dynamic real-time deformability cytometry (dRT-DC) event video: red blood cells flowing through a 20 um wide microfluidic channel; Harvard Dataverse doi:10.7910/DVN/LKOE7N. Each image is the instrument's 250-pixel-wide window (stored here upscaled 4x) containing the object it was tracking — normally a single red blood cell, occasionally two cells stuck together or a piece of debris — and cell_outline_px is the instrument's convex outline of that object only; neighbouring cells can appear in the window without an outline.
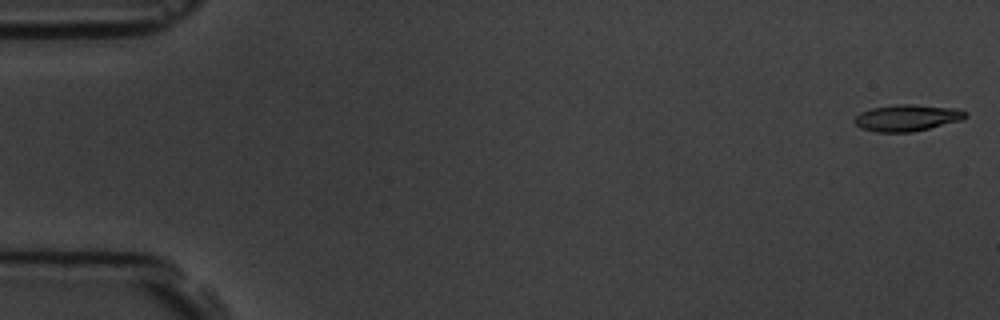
{"species": "common noctule bat (a hibernating species)", "species_latin": "Nyctalus noctula", "temperature_condition": "room temperature", "stored_images_in_passage": 6, "segment_of_instrument_passage": [1, 2], "camera_frame_rate_fps": 3000, "um_per_image_px": 0.085, "animal": {"sex": "male", "body_mass_g": 19.5, "forearm_length_mm": 54.6}, "frame": {"image": 1, "passage_image": 1, "time_ms": 0.0, "image_size_px": [1000, 320], "cell_outline_px": [[968, 116], [964, 120], [912, 132], [876, 132], [860, 128], [852, 120], [860, 112], [872, 108], [896, 104], [912, 104], [956, 108], [968, 112]], "centroid_in_image_um": [77.13, 10.01], "position_along_channel_um": 7.9, "area_um2": 17.4}}
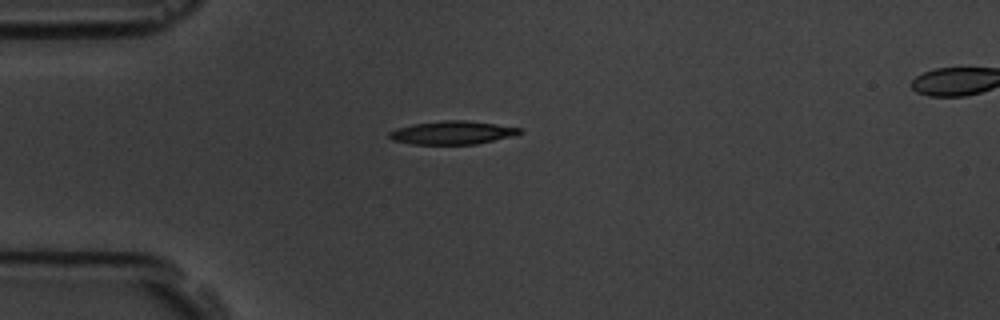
{"frame": {"image": 2, "passage_image": 5, "time_ms": 4.667, "image_size_px": [1000, 320], "cell_outline_px": [[524, 132], [516, 136], [476, 144], [412, 144], [392, 140], [388, 136], [388, 132], [396, 128], [412, 124], [444, 120], [464, 120], [496, 124], [520, 128]], "centroid_in_image_um": [38.47, 11.28], "position_along_channel_um": 46.5, "area_um2": 17.86}}